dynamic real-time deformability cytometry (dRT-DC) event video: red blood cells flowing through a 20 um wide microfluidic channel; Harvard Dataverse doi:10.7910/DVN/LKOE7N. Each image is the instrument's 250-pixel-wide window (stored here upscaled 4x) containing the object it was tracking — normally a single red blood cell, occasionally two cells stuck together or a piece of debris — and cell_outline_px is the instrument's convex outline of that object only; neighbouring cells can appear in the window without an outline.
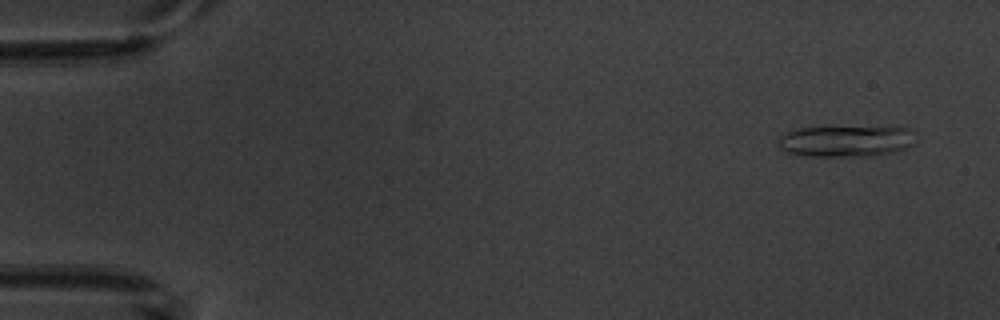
{"species": "common noctule bat (a hibernating species)", "species_latin": "Nyctalus noctula", "temperature_condition": "warm", "stored_images_in_passage": 5, "camera_frame_rate_fps": 3000, "um_per_image_px": 0.085, "animal": {"sex": "male", "body_mass_g": 20.1, "forearm_length_mm": 53.5}, "frame": {"image": 1, "passage_image": 1, "time_ms": 0.0, "image_size_px": [1000, 320], "cell_outline_px": [[916, 144], [892, 152], [868, 156], [804, 156], [788, 152], [780, 148], [780, 136], [788, 132], [800, 128], [828, 124], [908, 128], [916, 132]], "centroid_in_image_um": [71.96, 11.94], "position_along_channel_um": 13.0, "area_um2": 26.13}}